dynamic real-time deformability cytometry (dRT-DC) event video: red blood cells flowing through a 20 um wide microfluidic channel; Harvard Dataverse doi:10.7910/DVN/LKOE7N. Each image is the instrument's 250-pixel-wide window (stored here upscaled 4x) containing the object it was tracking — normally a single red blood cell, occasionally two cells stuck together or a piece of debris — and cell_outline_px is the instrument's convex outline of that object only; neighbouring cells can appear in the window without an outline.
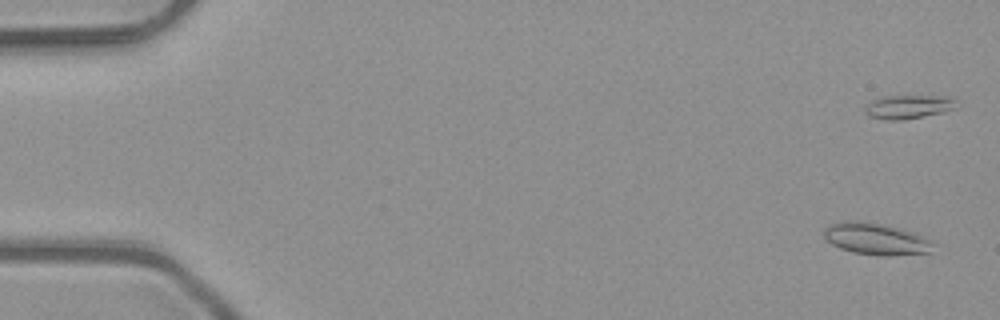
{"species": "common noctule bat (a hibernating species)", "species_latin": "Nyctalus noctula", "temperature_condition": "room temperature", "stored_images_in_passage": 4, "camera_frame_rate_fps": 3000, "um_per_image_px": 0.085, "animal": {"sex": "male", "body_mass_g": 23.1, "forearm_length_mm": 52.7}, "frame": {"image": 1, "passage_image": 1, "time_ms": 0.0, "image_size_px": [1000, 320], "cell_outline_px": [[932, 252], [888, 256], [880, 256], [852, 252], [840, 248], [824, 240], [824, 228], [832, 224], [844, 220], [852, 220], [880, 224], [900, 228], [924, 236], [932, 240]], "centroid_in_image_um": [74.44, 20.31], "position_along_channel_um": 10.6, "area_um2": 20.23}}